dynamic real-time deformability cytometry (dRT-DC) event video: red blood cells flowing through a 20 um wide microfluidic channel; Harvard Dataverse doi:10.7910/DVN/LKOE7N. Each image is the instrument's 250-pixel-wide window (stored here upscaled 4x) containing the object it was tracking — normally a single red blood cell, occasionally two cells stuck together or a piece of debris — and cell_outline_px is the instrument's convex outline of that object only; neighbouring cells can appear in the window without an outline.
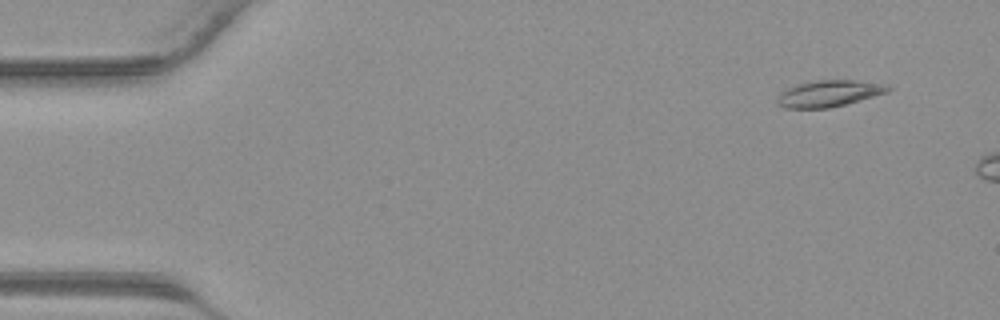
{"species": "common noctule bat (a hibernating species)", "species_latin": "Nyctalus noctula", "temperature_condition": "warm", "stored_images_in_passage": 9, "camera_frame_rate_fps": 3000, "um_per_image_px": 0.085, "animal": {"sex": "male", "body_mass_g": 23.1, "forearm_length_mm": 52.7}, "frame": {"image": 1, "passage_image": 3, "time_ms": 0.667, "image_size_px": [1000, 320], "cell_outline_px": [[892, 88], [888, 92], [860, 100], [828, 108], [784, 108], [776, 104], [776, 100], [780, 92], [796, 84], [816, 80], [856, 80], [888, 84]], "centroid_in_image_um": [70.45, 7.94], "position_along_channel_um": 14.5, "area_um2": 17.17}}